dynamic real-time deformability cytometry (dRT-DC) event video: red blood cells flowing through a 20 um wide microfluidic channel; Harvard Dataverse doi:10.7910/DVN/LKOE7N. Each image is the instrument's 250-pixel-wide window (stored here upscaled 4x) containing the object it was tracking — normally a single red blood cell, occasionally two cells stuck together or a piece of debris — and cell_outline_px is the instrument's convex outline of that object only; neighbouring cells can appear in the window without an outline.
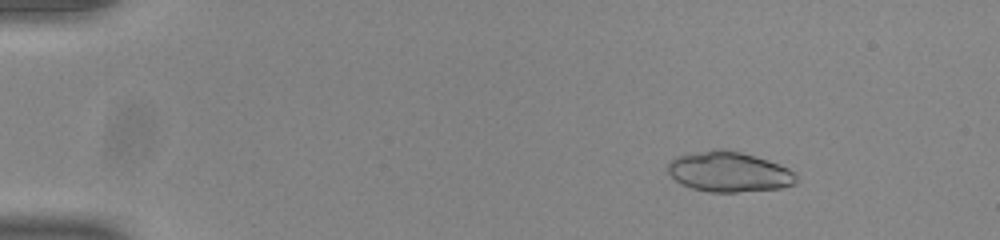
{"species": "common noctule bat (a hibernating species)", "species_latin": "Nyctalus noctula", "temperature_condition": "room temperature", "stored_images_in_passage": 50, "camera_frame_rate_fps": 3000, "um_per_image_px": 0.085, "animal": {"sex": "male", "body_mass_g": 20.0, "forearm_length_mm": 53.3}, "frame": {"image": 1, "passage_image": 8, "time_ms": 2.333, "image_size_px": [1000, 240], "cell_outline_px": [[796, 184], [780, 188], [736, 192], [712, 192], [692, 188], [680, 184], [668, 172], [668, 164], [676, 156], [712, 148], [724, 148], [740, 152], [768, 160], [788, 168], [796, 176]], "centroid_in_image_um": [61.94, 14.59], "position_along_channel_um": 23.1, "area_um2": 30.06}}